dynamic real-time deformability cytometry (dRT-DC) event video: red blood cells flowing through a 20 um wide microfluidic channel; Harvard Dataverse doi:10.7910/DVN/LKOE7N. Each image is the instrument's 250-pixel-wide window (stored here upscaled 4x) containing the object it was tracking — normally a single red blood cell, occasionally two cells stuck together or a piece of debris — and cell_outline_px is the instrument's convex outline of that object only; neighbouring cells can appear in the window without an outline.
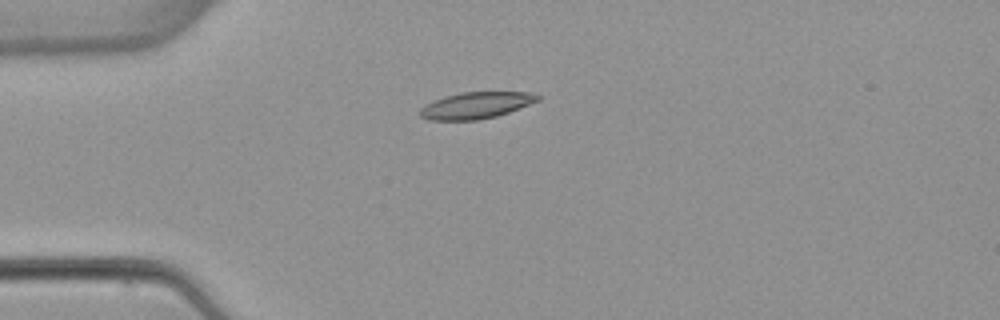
{"species": "common noctule bat (a hibernating species)", "species_latin": "Nyctalus noctula", "temperature_condition": "warm", "stored_images_in_passage": 3, "camera_frame_rate_fps": 3000, "um_per_image_px": 0.085, "animal": {"sex": "female", "body_mass_g": 22.7, "forearm_length_mm": 54.2}, "frame": {"image": 1, "passage_image": 3, "time_ms": 3.333, "image_size_px": [1000, 320], "cell_outline_px": [[540, 100], [508, 112], [496, 116], [476, 120], [428, 120], [420, 116], [420, 108], [424, 104], [444, 96], [460, 92], [528, 92], [540, 96]], "centroid_in_image_um": [40.42, 8.95], "position_along_channel_um": 44.6, "area_um2": 18.15}}